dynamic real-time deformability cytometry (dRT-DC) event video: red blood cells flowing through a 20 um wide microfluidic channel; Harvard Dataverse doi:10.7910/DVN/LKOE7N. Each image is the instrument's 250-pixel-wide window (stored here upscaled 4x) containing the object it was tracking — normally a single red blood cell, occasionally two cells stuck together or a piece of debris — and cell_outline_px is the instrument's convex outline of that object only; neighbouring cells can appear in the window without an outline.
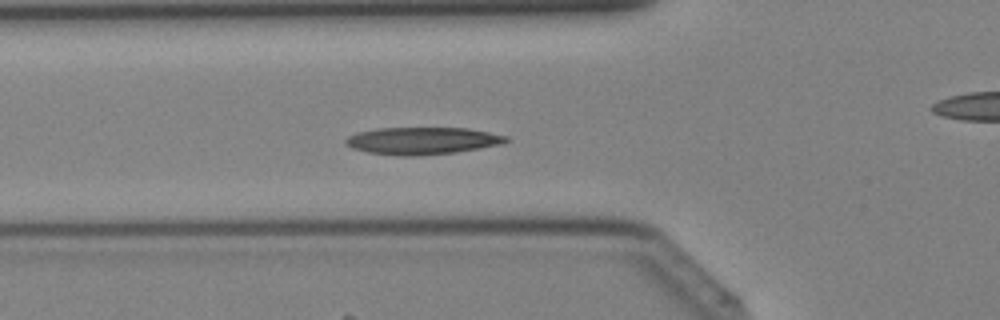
{"species": "Egyptian fruit bat (a non-hibernating species)", "species_latin": "Rousettus aegyptiacus", "temperature_condition": "cold", "stored_images_in_passage": 30, "camera_frame_rate_fps": 3000, "um_per_image_px": 0.085, "animal": {"sex": "female"}, "frame": {"image": 1, "passage_image": 3, "time_ms": 0.667, "image_size_px": [1000, 320], "cell_outline_px": [[508, 140], [500, 144], [456, 152], [416, 156], [400, 156], [368, 152], [352, 148], [344, 140], [348, 136], [356, 132], [376, 128], [468, 128], [508, 136]], "centroid_in_image_um": [35.86, 11.96], "position_along_channel_um": 89.9, "area_um2": 25.32}}
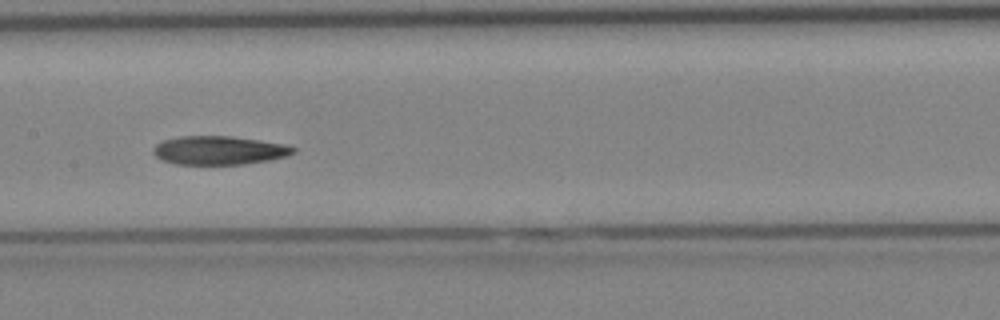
{"frame": {"image": 2, "passage_image": 9, "time_ms": 2.667, "image_size_px": [1000, 320], "cell_outline_px": [[296, 152], [288, 156], [268, 160], [244, 164], [176, 164], [164, 160], [156, 156], [152, 152], [152, 148], [156, 144], [164, 140], [180, 136], [232, 136], [260, 140], [284, 144], [296, 148]], "centroid_in_image_um": [18.63, 12.77], "position_along_channel_um": 188.8, "area_um2": 23.35}}
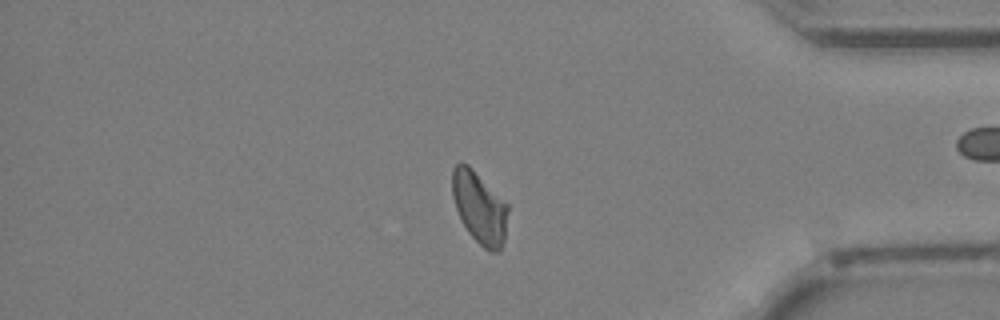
{"frame": {"image": 3, "passage_image": 23, "time_ms": 7.333, "image_size_px": [1000, 320], "cell_outline_px": [[508, 212], [504, 240], [500, 252], [488, 252], [468, 232], [456, 208], [452, 196], [452, 168], [460, 160], [468, 164], [508, 204]], "centroid_in_image_um": [40.75, 17.63], "position_along_channel_um": 394.4, "area_um2": 23.35}}